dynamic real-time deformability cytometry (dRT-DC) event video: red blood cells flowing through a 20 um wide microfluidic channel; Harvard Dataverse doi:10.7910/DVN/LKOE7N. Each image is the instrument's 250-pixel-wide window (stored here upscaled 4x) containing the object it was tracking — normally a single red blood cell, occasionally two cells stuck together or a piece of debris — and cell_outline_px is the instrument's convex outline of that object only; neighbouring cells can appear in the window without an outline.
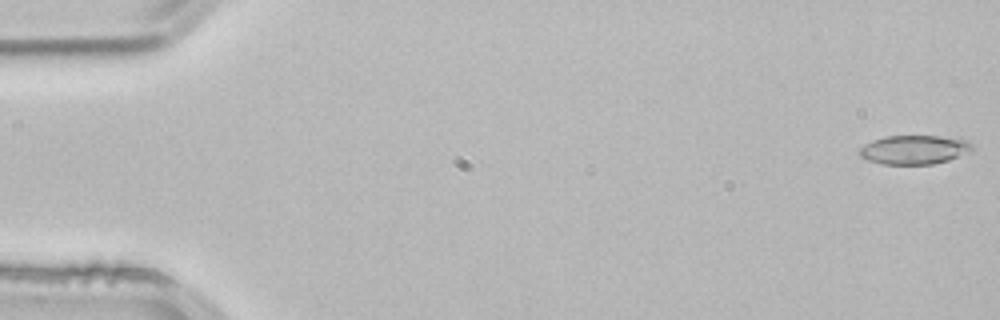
{"species": "common noctule bat (a hibernating species)", "species_latin": "Nyctalus noctula", "temperature_condition": "room temperature", "stored_images_in_passage": 4, "segment_of_instrument_passage": [1, 2], "camera_frame_rate_fps": 3000, "um_per_image_px": 0.085, "animal": {"sex": "male", "body_mass_g": 21.5, "forearm_length_mm": 52.0}, "frame": {"image": 1, "passage_image": 1, "time_ms": 0.0, "image_size_px": [1000, 320], "cell_outline_px": [[972, 148], [948, 160], [932, 164], [880, 164], [868, 160], [860, 156], [856, 152], [860, 148], [872, 140], [884, 136], [940, 136], [968, 140], [972, 144]], "centroid_in_image_um": [77.63, 12.72], "position_along_channel_um": 7.4, "area_um2": 18.84}}
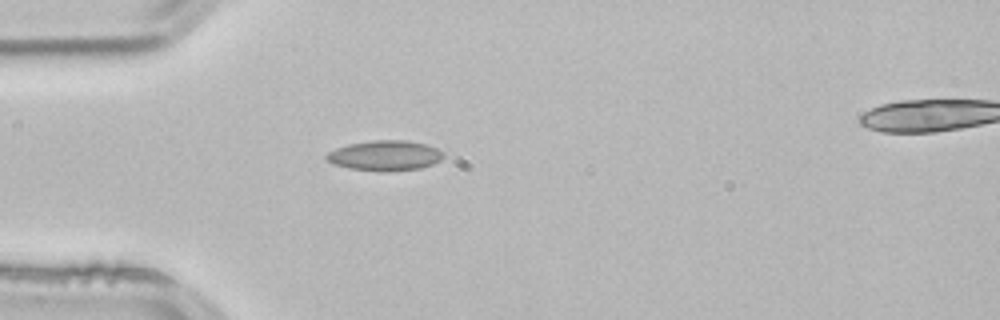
{"frame": {"image": 2, "passage_image": 3, "time_ms": 0.667, "image_size_px": [1000, 320], "cell_outline_px": [[444, 156], [440, 160], [432, 164], [420, 168], [388, 172], [380, 172], [348, 168], [332, 164], [324, 156], [328, 152], [336, 148], [348, 144], [376, 140], [408, 140], [424, 144], [436, 148], [444, 152]], "centroid_in_image_um": [32.71, 13.23], "position_along_channel_um": 52.3, "area_um2": 20.69}}